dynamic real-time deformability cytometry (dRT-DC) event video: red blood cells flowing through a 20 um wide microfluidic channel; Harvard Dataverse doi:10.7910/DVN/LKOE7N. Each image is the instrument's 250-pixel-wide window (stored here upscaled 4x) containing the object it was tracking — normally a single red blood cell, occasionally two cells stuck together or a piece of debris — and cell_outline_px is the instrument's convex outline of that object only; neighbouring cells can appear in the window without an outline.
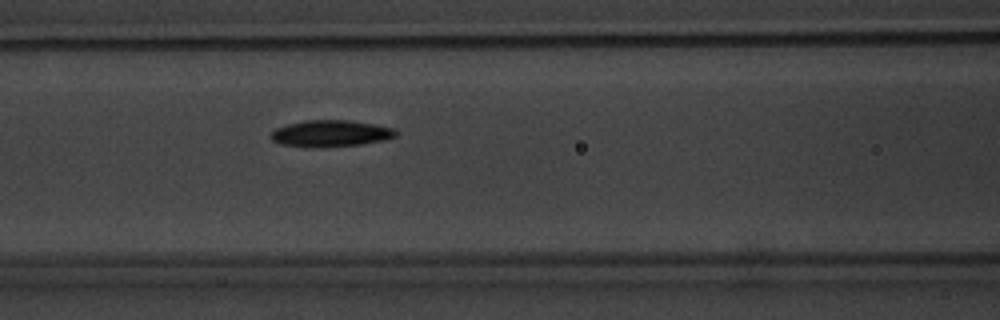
{"species": "common noctule bat (a hibernating species)", "species_latin": "Nyctalus noctula", "temperature_condition": "warm", "stored_images_in_passage": 4, "camera_frame_rate_fps": 3000, "um_per_image_px": 0.085, "animal": {"sex": "male", "body_mass_g": 20.1, "forearm_length_mm": 53.5}, "frame": {"image": 1, "passage_image": 4, "time_ms": 3.333, "image_size_px": [1000, 320], "cell_outline_px": [[400, 132], [396, 136], [384, 140], [360, 144], [320, 148], [316, 148], [280, 144], [272, 140], [268, 136], [276, 128], [288, 124], [304, 120], [348, 120], [396, 128]], "centroid_in_image_um": [28.11, 11.35], "position_along_channel_um": 138.5, "area_um2": 19.54}}